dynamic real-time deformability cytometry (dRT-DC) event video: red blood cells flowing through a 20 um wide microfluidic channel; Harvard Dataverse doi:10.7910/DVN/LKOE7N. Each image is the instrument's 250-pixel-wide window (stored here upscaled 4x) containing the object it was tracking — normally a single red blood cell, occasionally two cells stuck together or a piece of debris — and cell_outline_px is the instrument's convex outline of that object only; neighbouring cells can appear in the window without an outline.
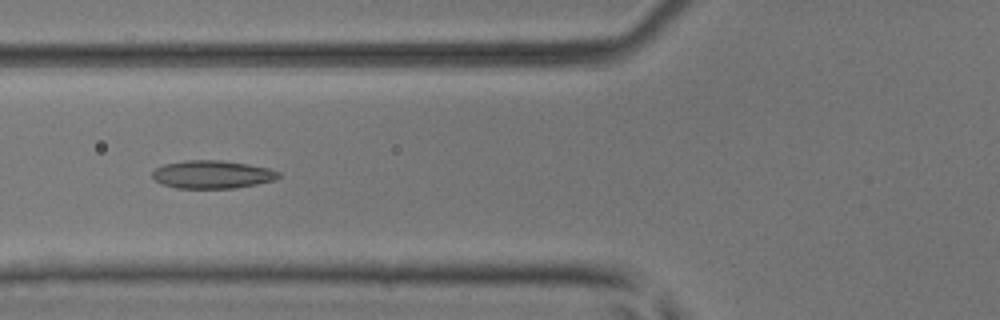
{"species": "common noctule bat (a hibernating species)", "species_latin": "Nyctalus noctula", "temperature_condition": "room temperature", "stored_images_in_passage": 4, "camera_frame_rate_fps": 3000, "um_per_image_px": 0.085, "animal": {"sex": "male", "body_mass_g": 17.9, "forearm_length_mm": 54.2}, "frame": {"image": 1, "passage_image": 4, "time_ms": 1.0, "image_size_px": [1000, 320], "cell_outline_px": [[280, 176], [276, 180], [236, 188], [176, 188], [160, 184], [152, 176], [152, 172], [156, 168], [164, 164], [184, 160], [220, 160], [248, 164], [268, 168], [280, 172]], "centroid_in_image_um": [18.04, 14.83], "position_along_channel_um": 107.8, "area_um2": 20.69}}